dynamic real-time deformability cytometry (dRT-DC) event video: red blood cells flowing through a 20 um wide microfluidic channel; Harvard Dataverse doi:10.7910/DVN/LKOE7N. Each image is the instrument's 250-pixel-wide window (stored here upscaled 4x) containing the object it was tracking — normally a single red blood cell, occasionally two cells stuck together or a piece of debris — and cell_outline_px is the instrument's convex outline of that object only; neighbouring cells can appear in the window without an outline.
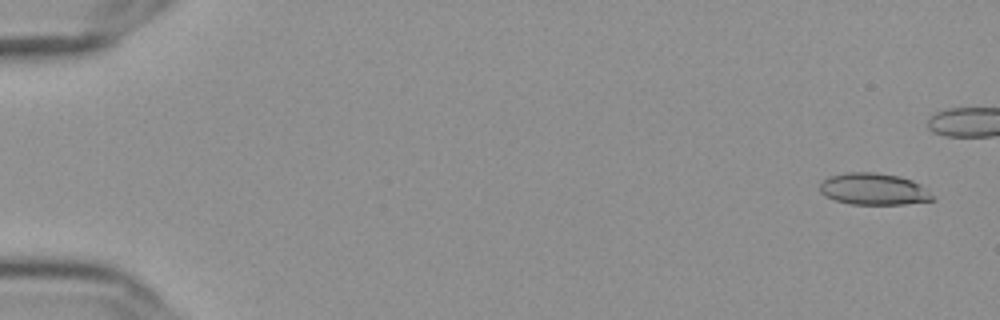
{"species": "Egyptian fruit bat (a non-hibernating species)", "species_latin": "Rousettus aegyptiacus", "temperature_condition": "cold", "stored_images_in_passage": 45, "camera_frame_rate_fps": 3000, "um_per_image_px": 0.085, "frame": {"image": 1, "passage_image": 1, "time_ms": 0.0, "image_size_px": [1000, 320], "cell_outline_px": [[936, 200], [904, 204], [852, 204], [836, 200], [824, 196], [820, 192], [820, 184], [828, 176], [844, 172], [876, 172], [900, 176], [912, 180], [920, 184], [936, 196]], "centroid_in_image_um": [74.29, 16.06], "position_along_channel_um": 10.7, "area_um2": 21.1}}
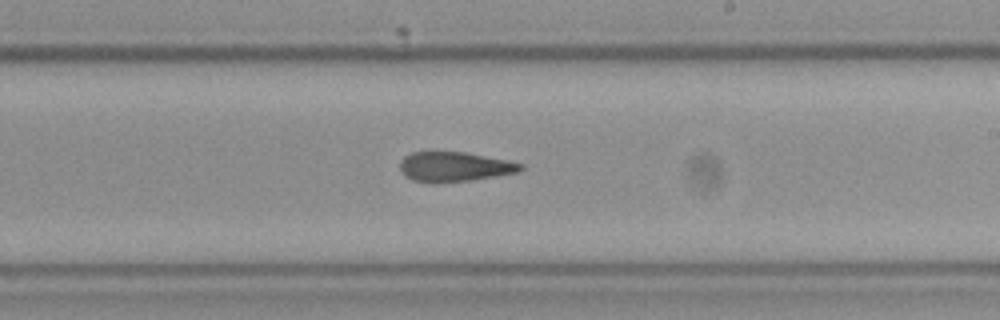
{"frame": {"image": 2, "passage_image": 33, "time_ms": 10.667, "image_size_px": [1000, 320], "cell_outline_px": [[524, 168], [516, 172], [496, 176], [472, 180], [432, 184], [412, 180], [404, 176], [400, 168], [400, 160], [404, 156], [412, 152], [464, 152], [508, 160], [524, 164]], "centroid_in_image_um": [38.59, 14.19], "position_along_channel_um": 250.4, "area_um2": 21.1}}
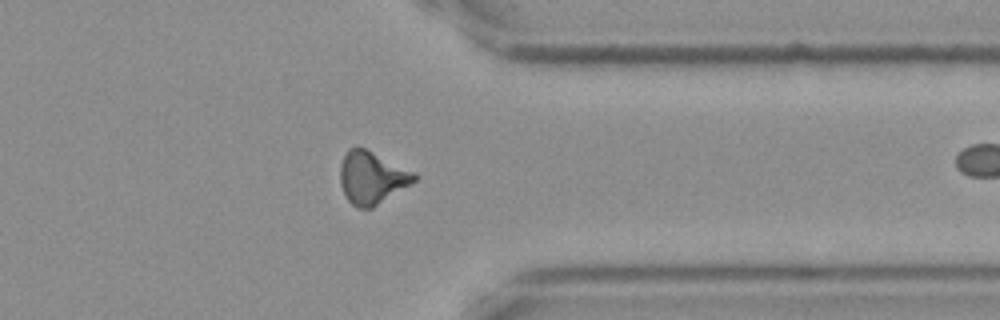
{"frame": {"image": 3, "passage_image": 44, "time_ms": 14.333, "image_size_px": [1000, 320], "cell_outline_px": [[416, 180], [372, 208], [356, 208], [348, 200], [340, 184], [340, 164], [348, 148], [364, 148], [416, 172]], "centroid_in_image_um": [31.59, 15.1], "position_along_channel_um": 379.8, "area_um2": 22.37}}